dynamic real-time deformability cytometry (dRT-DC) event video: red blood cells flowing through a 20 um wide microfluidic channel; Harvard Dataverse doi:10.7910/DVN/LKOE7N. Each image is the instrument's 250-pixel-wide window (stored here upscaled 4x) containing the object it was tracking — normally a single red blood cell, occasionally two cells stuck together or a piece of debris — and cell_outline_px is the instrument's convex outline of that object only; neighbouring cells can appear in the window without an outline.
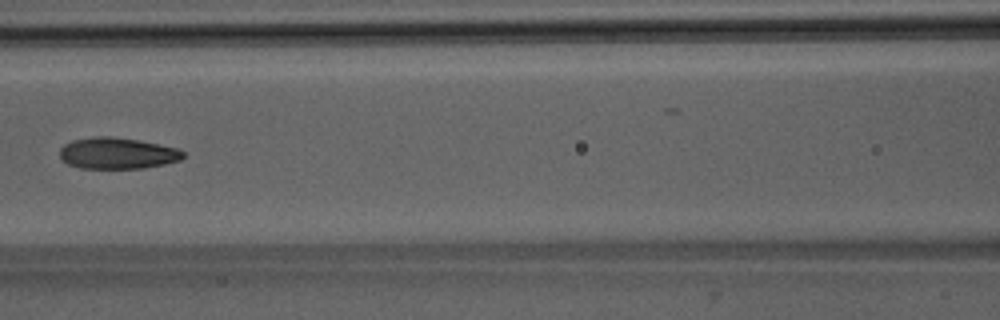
{"species": "Egyptian fruit bat (a non-hibernating species)", "species_latin": "Rousettus aegyptiacus", "temperature_condition": "room temperature", "stored_images_in_passage": 6, "camera_frame_rate_fps": 3000, "um_per_image_px": 0.085, "animal": {"sex": "male"}, "frame": {"image": 1, "passage_image": 6, "time_ms": 5.667, "image_size_px": [1000, 320], "cell_outline_px": [[184, 156], [180, 160], [164, 164], [144, 168], [80, 168], [68, 164], [60, 156], [60, 148], [64, 144], [72, 140], [92, 136], [112, 136], [136, 140], [180, 148], [184, 152]], "centroid_in_image_um": [9.97, 13.02], "position_along_channel_um": 156.6, "area_um2": 22.54}}